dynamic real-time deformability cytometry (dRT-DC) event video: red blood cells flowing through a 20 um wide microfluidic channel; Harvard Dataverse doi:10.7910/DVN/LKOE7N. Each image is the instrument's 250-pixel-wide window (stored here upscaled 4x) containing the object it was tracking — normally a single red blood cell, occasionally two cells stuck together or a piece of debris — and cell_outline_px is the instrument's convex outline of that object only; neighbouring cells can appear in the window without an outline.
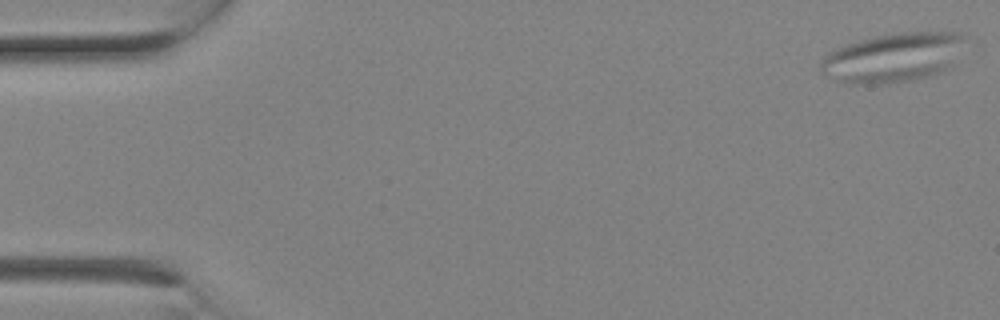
{"species": "Egyptian fruit bat (a non-hibernating species)", "species_latin": "Rousettus aegyptiacus", "temperature_condition": "room temperature", "stored_images_in_passage": 4, "camera_frame_rate_fps": 3000, "um_per_image_px": 0.085, "animal": {"sex": "female"}, "frame": {"image": 1, "passage_image": 1, "time_ms": 0.0, "image_size_px": [1000, 320], "cell_outline_px": [[968, 36], [952, 68], [944, 72], [912, 80], [888, 84], [844, 84], [824, 76], [820, 72], [820, 60], [828, 52], [836, 48], [856, 40], [876, 36], [900, 32], [960, 32]], "centroid_in_image_um": [75.91, 4.9], "position_along_channel_um": 9.1, "area_um2": 42.54}}